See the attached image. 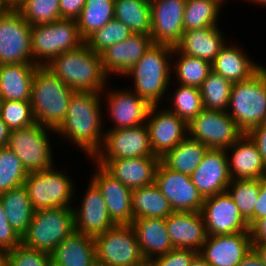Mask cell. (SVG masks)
<instances>
[{
	"label": "cell",
	"mask_w": 266,
	"mask_h": 266,
	"mask_svg": "<svg viewBox=\"0 0 266 266\" xmlns=\"http://www.w3.org/2000/svg\"><path fill=\"white\" fill-rule=\"evenodd\" d=\"M232 85L233 83L211 71L200 87L204 109L227 111Z\"/></svg>",
	"instance_id": "obj_39"
},
{
	"label": "cell",
	"mask_w": 266,
	"mask_h": 266,
	"mask_svg": "<svg viewBox=\"0 0 266 266\" xmlns=\"http://www.w3.org/2000/svg\"><path fill=\"white\" fill-rule=\"evenodd\" d=\"M132 33L125 24L114 18L101 29L90 35L85 40V43L96 54L101 55L110 46L124 41Z\"/></svg>",
	"instance_id": "obj_44"
},
{
	"label": "cell",
	"mask_w": 266,
	"mask_h": 266,
	"mask_svg": "<svg viewBox=\"0 0 266 266\" xmlns=\"http://www.w3.org/2000/svg\"><path fill=\"white\" fill-rule=\"evenodd\" d=\"M187 127L189 138L214 149L227 150L245 134L227 111L203 109Z\"/></svg>",
	"instance_id": "obj_11"
},
{
	"label": "cell",
	"mask_w": 266,
	"mask_h": 266,
	"mask_svg": "<svg viewBox=\"0 0 266 266\" xmlns=\"http://www.w3.org/2000/svg\"><path fill=\"white\" fill-rule=\"evenodd\" d=\"M227 113L244 133L266 122L265 67L232 85Z\"/></svg>",
	"instance_id": "obj_5"
},
{
	"label": "cell",
	"mask_w": 266,
	"mask_h": 266,
	"mask_svg": "<svg viewBox=\"0 0 266 266\" xmlns=\"http://www.w3.org/2000/svg\"><path fill=\"white\" fill-rule=\"evenodd\" d=\"M212 71L231 83L244 81L255 74L262 66L255 64L242 50L225 45L211 63Z\"/></svg>",
	"instance_id": "obj_31"
},
{
	"label": "cell",
	"mask_w": 266,
	"mask_h": 266,
	"mask_svg": "<svg viewBox=\"0 0 266 266\" xmlns=\"http://www.w3.org/2000/svg\"><path fill=\"white\" fill-rule=\"evenodd\" d=\"M84 42L74 19L31 26L32 59L38 66L48 65L59 54L76 49Z\"/></svg>",
	"instance_id": "obj_7"
},
{
	"label": "cell",
	"mask_w": 266,
	"mask_h": 266,
	"mask_svg": "<svg viewBox=\"0 0 266 266\" xmlns=\"http://www.w3.org/2000/svg\"><path fill=\"white\" fill-rule=\"evenodd\" d=\"M86 0H59V10L62 19L76 20L85 6Z\"/></svg>",
	"instance_id": "obj_49"
},
{
	"label": "cell",
	"mask_w": 266,
	"mask_h": 266,
	"mask_svg": "<svg viewBox=\"0 0 266 266\" xmlns=\"http://www.w3.org/2000/svg\"><path fill=\"white\" fill-rule=\"evenodd\" d=\"M52 266H96L94 237L74 231L51 253Z\"/></svg>",
	"instance_id": "obj_28"
},
{
	"label": "cell",
	"mask_w": 266,
	"mask_h": 266,
	"mask_svg": "<svg viewBox=\"0 0 266 266\" xmlns=\"http://www.w3.org/2000/svg\"><path fill=\"white\" fill-rule=\"evenodd\" d=\"M224 0H186L183 27L184 32L218 26L216 23Z\"/></svg>",
	"instance_id": "obj_37"
},
{
	"label": "cell",
	"mask_w": 266,
	"mask_h": 266,
	"mask_svg": "<svg viewBox=\"0 0 266 266\" xmlns=\"http://www.w3.org/2000/svg\"><path fill=\"white\" fill-rule=\"evenodd\" d=\"M217 26L185 31L175 48L186 55L212 63L226 43Z\"/></svg>",
	"instance_id": "obj_30"
},
{
	"label": "cell",
	"mask_w": 266,
	"mask_h": 266,
	"mask_svg": "<svg viewBox=\"0 0 266 266\" xmlns=\"http://www.w3.org/2000/svg\"><path fill=\"white\" fill-rule=\"evenodd\" d=\"M46 67L74 91H105L108 76L103 70L102 57L85 42L76 49L59 54Z\"/></svg>",
	"instance_id": "obj_2"
},
{
	"label": "cell",
	"mask_w": 266,
	"mask_h": 266,
	"mask_svg": "<svg viewBox=\"0 0 266 266\" xmlns=\"http://www.w3.org/2000/svg\"><path fill=\"white\" fill-rule=\"evenodd\" d=\"M226 191L251 227L254 224V208L260 192V178L231 180Z\"/></svg>",
	"instance_id": "obj_38"
},
{
	"label": "cell",
	"mask_w": 266,
	"mask_h": 266,
	"mask_svg": "<svg viewBox=\"0 0 266 266\" xmlns=\"http://www.w3.org/2000/svg\"><path fill=\"white\" fill-rule=\"evenodd\" d=\"M179 54L175 62V72L181 85L200 88L203 81L212 71L211 63L198 57L189 56L179 52L175 47L173 54Z\"/></svg>",
	"instance_id": "obj_40"
},
{
	"label": "cell",
	"mask_w": 266,
	"mask_h": 266,
	"mask_svg": "<svg viewBox=\"0 0 266 266\" xmlns=\"http://www.w3.org/2000/svg\"><path fill=\"white\" fill-rule=\"evenodd\" d=\"M190 266H211L206 262L200 254H198L191 262Z\"/></svg>",
	"instance_id": "obj_56"
},
{
	"label": "cell",
	"mask_w": 266,
	"mask_h": 266,
	"mask_svg": "<svg viewBox=\"0 0 266 266\" xmlns=\"http://www.w3.org/2000/svg\"><path fill=\"white\" fill-rule=\"evenodd\" d=\"M252 243H266V217L257 220L250 227Z\"/></svg>",
	"instance_id": "obj_52"
},
{
	"label": "cell",
	"mask_w": 266,
	"mask_h": 266,
	"mask_svg": "<svg viewBox=\"0 0 266 266\" xmlns=\"http://www.w3.org/2000/svg\"><path fill=\"white\" fill-rule=\"evenodd\" d=\"M152 43L150 35L132 33L124 41L113 44L101 54L104 72L107 76L113 73L124 75L142 58Z\"/></svg>",
	"instance_id": "obj_24"
},
{
	"label": "cell",
	"mask_w": 266,
	"mask_h": 266,
	"mask_svg": "<svg viewBox=\"0 0 266 266\" xmlns=\"http://www.w3.org/2000/svg\"><path fill=\"white\" fill-rule=\"evenodd\" d=\"M94 240L99 266H141L145 262L131 225H115Z\"/></svg>",
	"instance_id": "obj_8"
},
{
	"label": "cell",
	"mask_w": 266,
	"mask_h": 266,
	"mask_svg": "<svg viewBox=\"0 0 266 266\" xmlns=\"http://www.w3.org/2000/svg\"><path fill=\"white\" fill-rule=\"evenodd\" d=\"M131 226L136 233L139 249L145 262L163 256L174 249L168 235L165 218L134 219Z\"/></svg>",
	"instance_id": "obj_27"
},
{
	"label": "cell",
	"mask_w": 266,
	"mask_h": 266,
	"mask_svg": "<svg viewBox=\"0 0 266 266\" xmlns=\"http://www.w3.org/2000/svg\"><path fill=\"white\" fill-rule=\"evenodd\" d=\"M165 223L173 248L200 252L208 236L201 212H173Z\"/></svg>",
	"instance_id": "obj_23"
},
{
	"label": "cell",
	"mask_w": 266,
	"mask_h": 266,
	"mask_svg": "<svg viewBox=\"0 0 266 266\" xmlns=\"http://www.w3.org/2000/svg\"><path fill=\"white\" fill-rule=\"evenodd\" d=\"M97 171L91 181L98 187L110 218L116 225H131L134 220L132 211V190L123 185L102 165L96 164Z\"/></svg>",
	"instance_id": "obj_20"
},
{
	"label": "cell",
	"mask_w": 266,
	"mask_h": 266,
	"mask_svg": "<svg viewBox=\"0 0 266 266\" xmlns=\"http://www.w3.org/2000/svg\"><path fill=\"white\" fill-rule=\"evenodd\" d=\"M208 147L188 136L169 150L160 161L169 169L191 176L202 162Z\"/></svg>",
	"instance_id": "obj_33"
},
{
	"label": "cell",
	"mask_w": 266,
	"mask_h": 266,
	"mask_svg": "<svg viewBox=\"0 0 266 266\" xmlns=\"http://www.w3.org/2000/svg\"><path fill=\"white\" fill-rule=\"evenodd\" d=\"M114 5V0H86L76 19L79 34L84 41L114 19Z\"/></svg>",
	"instance_id": "obj_36"
},
{
	"label": "cell",
	"mask_w": 266,
	"mask_h": 266,
	"mask_svg": "<svg viewBox=\"0 0 266 266\" xmlns=\"http://www.w3.org/2000/svg\"><path fill=\"white\" fill-rule=\"evenodd\" d=\"M253 249L250 232L207 236L199 254L211 266H237Z\"/></svg>",
	"instance_id": "obj_18"
},
{
	"label": "cell",
	"mask_w": 266,
	"mask_h": 266,
	"mask_svg": "<svg viewBox=\"0 0 266 266\" xmlns=\"http://www.w3.org/2000/svg\"><path fill=\"white\" fill-rule=\"evenodd\" d=\"M226 149L208 148L202 162L190 176L203 198L225 192L231 182Z\"/></svg>",
	"instance_id": "obj_19"
},
{
	"label": "cell",
	"mask_w": 266,
	"mask_h": 266,
	"mask_svg": "<svg viewBox=\"0 0 266 266\" xmlns=\"http://www.w3.org/2000/svg\"><path fill=\"white\" fill-rule=\"evenodd\" d=\"M134 219L166 218L174 211L155 183L132 190Z\"/></svg>",
	"instance_id": "obj_34"
},
{
	"label": "cell",
	"mask_w": 266,
	"mask_h": 266,
	"mask_svg": "<svg viewBox=\"0 0 266 266\" xmlns=\"http://www.w3.org/2000/svg\"><path fill=\"white\" fill-rule=\"evenodd\" d=\"M6 213V219L22 237L28 230L34 214V208L24 185L10 189L0 194Z\"/></svg>",
	"instance_id": "obj_32"
},
{
	"label": "cell",
	"mask_w": 266,
	"mask_h": 266,
	"mask_svg": "<svg viewBox=\"0 0 266 266\" xmlns=\"http://www.w3.org/2000/svg\"><path fill=\"white\" fill-rule=\"evenodd\" d=\"M12 7L9 0H0V13L8 11Z\"/></svg>",
	"instance_id": "obj_58"
},
{
	"label": "cell",
	"mask_w": 266,
	"mask_h": 266,
	"mask_svg": "<svg viewBox=\"0 0 266 266\" xmlns=\"http://www.w3.org/2000/svg\"><path fill=\"white\" fill-rule=\"evenodd\" d=\"M47 129L55 131L37 122L25 128L10 130L7 146L21 160L28 173L53 167L52 148L46 133Z\"/></svg>",
	"instance_id": "obj_10"
},
{
	"label": "cell",
	"mask_w": 266,
	"mask_h": 266,
	"mask_svg": "<svg viewBox=\"0 0 266 266\" xmlns=\"http://www.w3.org/2000/svg\"><path fill=\"white\" fill-rule=\"evenodd\" d=\"M7 266H52L51 254L20 244L8 250Z\"/></svg>",
	"instance_id": "obj_46"
},
{
	"label": "cell",
	"mask_w": 266,
	"mask_h": 266,
	"mask_svg": "<svg viewBox=\"0 0 266 266\" xmlns=\"http://www.w3.org/2000/svg\"><path fill=\"white\" fill-rule=\"evenodd\" d=\"M99 92L75 91L65 120L54 133L66 136L93 158L103 146L101 96Z\"/></svg>",
	"instance_id": "obj_1"
},
{
	"label": "cell",
	"mask_w": 266,
	"mask_h": 266,
	"mask_svg": "<svg viewBox=\"0 0 266 266\" xmlns=\"http://www.w3.org/2000/svg\"><path fill=\"white\" fill-rule=\"evenodd\" d=\"M15 8L31 26L62 19L59 0H22Z\"/></svg>",
	"instance_id": "obj_41"
},
{
	"label": "cell",
	"mask_w": 266,
	"mask_h": 266,
	"mask_svg": "<svg viewBox=\"0 0 266 266\" xmlns=\"http://www.w3.org/2000/svg\"><path fill=\"white\" fill-rule=\"evenodd\" d=\"M114 18L133 33L150 35V0H114Z\"/></svg>",
	"instance_id": "obj_35"
},
{
	"label": "cell",
	"mask_w": 266,
	"mask_h": 266,
	"mask_svg": "<svg viewBox=\"0 0 266 266\" xmlns=\"http://www.w3.org/2000/svg\"><path fill=\"white\" fill-rule=\"evenodd\" d=\"M157 108L158 106L150 107L146 125L152 151L155 156L161 158L188 136V127L175 113Z\"/></svg>",
	"instance_id": "obj_17"
},
{
	"label": "cell",
	"mask_w": 266,
	"mask_h": 266,
	"mask_svg": "<svg viewBox=\"0 0 266 266\" xmlns=\"http://www.w3.org/2000/svg\"><path fill=\"white\" fill-rule=\"evenodd\" d=\"M141 266H152L149 262H144Z\"/></svg>",
	"instance_id": "obj_61"
},
{
	"label": "cell",
	"mask_w": 266,
	"mask_h": 266,
	"mask_svg": "<svg viewBox=\"0 0 266 266\" xmlns=\"http://www.w3.org/2000/svg\"><path fill=\"white\" fill-rule=\"evenodd\" d=\"M253 250L261 258L263 264L266 266V243H252Z\"/></svg>",
	"instance_id": "obj_55"
},
{
	"label": "cell",
	"mask_w": 266,
	"mask_h": 266,
	"mask_svg": "<svg viewBox=\"0 0 266 266\" xmlns=\"http://www.w3.org/2000/svg\"><path fill=\"white\" fill-rule=\"evenodd\" d=\"M186 0H150L153 43L175 47L184 33Z\"/></svg>",
	"instance_id": "obj_16"
},
{
	"label": "cell",
	"mask_w": 266,
	"mask_h": 266,
	"mask_svg": "<svg viewBox=\"0 0 266 266\" xmlns=\"http://www.w3.org/2000/svg\"><path fill=\"white\" fill-rule=\"evenodd\" d=\"M31 25L15 7L0 13V65L33 63Z\"/></svg>",
	"instance_id": "obj_12"
},
{
	"label": "cell",
	"mask_w": 266,
	"mask_h": 266,
	"mask_svg": "<svg viewBox=\"0 0 266 266\" xmlns=\"http://www.w3.org/2000/svg\"><path fill=\"white\" fill-rule=\"evenodd\" d=\"M237 266H265L261 258L252 249Z\"/></svg>",
	"instance_id": "obj_53"
},
{
	"label": "cell",
	"mask_w": 266,
	"mask_h": 266,
	"mask_svg": "<svg viewBox=\"0 0 266 266\" xmlns=\"http://www.w3.org/2000/svg\"><path fill=\"white\" fill-rule=\"evenodd\" d=\"M94 162L102 165L123 185L133 190L154 183L160 158L158 156H146L115 160H95Z\"/></svg>",
	"instance_id": "obj_22"
},
{
	"label": "cell",
	"mask_w": 266,
	"mask_h": 266,
	"mask_svg": "<svg viewBox=\"0 0 266 266\" xmlns=\"http://www.w3.org/2000/svg\"><path fill=\"white\" fill-rule=\"evenodd\" d=\"M22 0H9V2L11 3V5L13 7H15L19 2H21Z\"/></svg>",
	"instance_id": "obj_60"
},
{
	"label": "cell",
	"mask_w": 266,
	"mask_h": 266,
	"mask_svg": "<svg viewBox=\"0 0 266 266\" xmlns=\"http://www.w3.org/2000/svg\"><path fill=\"white\" fill-rule=\"evenodd\" d=\"M154 183L168 199L174 212H201L204 198L189 175L175 172L159 162Z\"/></svg>",
	"instance_id": "obj_15"
},
{
	"label": "cell",
	"mask_w": 266,
	"mask_h": 266,
	"mask_svg": "<svg viewBox=\"0 0 266 266\" xmlns=\"http://www.w3.org/2000/svg\"><path fill=\"white\" fill-rule=\"evenodd\" d=\"M201 214L207 235L250 232L248 221L242 216L227 191L204 198Z\"/></svg>",
	"instance_id": "obj_14"
},
{
	"label": "cell",
	"mask_w": 266,
	"mask_h": 266,
	"mask_svg": "<svg viewBox=\"0 0 266 266\" xmlns=\"http://www.w3.org/2000/svg\"><path fill=\"white\" fill-rule=\"evenodd\" d=\"M174 93L172 97L174 107L168 110L188 124L204 109L200 88L180 84Z\"/></svg>",
	"instance_id": "obj_43"
},
{
	"label": "cell",
	"mask_w": 266,
	"mask_h": 266,
	"mask_svg": "<svg viewBox=\"0 0 266 266\" xmlns=\"http://www.w3.org/2000/svg\"><path fill=\"white\" fill-rule=\"evenodd\" d=\"M27 170L17 155L8 147L0 148V194L24 185Z\"/></svg>",
	"instance_id": "obj_42"
},
{
	"label": "cell",
	"mask_w": 266,
	"mask_h": 266,
	"mask_svg": "<svg viewBox=\"0 0 266 266\" xmlns=\"http://www.w3.org/2000/svg\"><path fill=\"white\" fill-rule=\"evenodd\" d=\"M106 131L102 150L100 149L95 154L94 160L155 156L150 145L149 129L146 124Z\"/></svg>",
	"instance_id": "obj_13"
},
{
	"label": "cell",
	"mask_w": 266,
	"mask_h": 266,
	"mask_svg": "<svg viewBox=\"0 0 266 266\" xmlns=\"http://www.w3.org/2000/svg\"><path fill=\"white\" fill-rule=\"evenodd\" d=\"M0 117L10 130L36 123L30 101L1 100Z\"/></svg>",
	"instance_id": "obj_45"
},
{
	"label": "cell",
	"mask_w": 266,
	"mask_h": 266,
	"mask_svg": "<svg viewBox=\"0 0 266 266\" xmlns=\"http://www.w3.org/2000/svg\"><path fill=\"white\" fill-rule=\"evenodd\" d=\"M248 2L250 1V2H255L256 4L258 3H260L261 5H265L266 6V0H247Z\"/></svg>",
	"instance_id": "obj_59"
},
{
	"label": "cell",
	"mask_w": 266,
	"mask_h": 266,
	"mask_svg": "<svg viewBox=\"0 0 266 266\" xmlns=\"http://www.w3.org/2000/svg\"><path fill=\"white\" fill-rule=\"evenodd\" d=\"M199 253L191 249L174 248L167 254L154 258L149 263L152 266H190Z\"/></svg>",
	"instance_id": "obj_47"
},
{
	"label": "cell",
	"mask_w": 266,
	"mask_h": 266,
	"mask_svg": "<svg viewBox=\"0 0 266 266\" xmlns=\"http://www.w3.org/2000/svg\"><path fill=\"white\" fill-rule=\"evenodd\" d=\"M22 244V237L11 227L0 198V247L11 250Z\"/></svg>",
	"instance_id": "obj_48"
},
{
	"label": "cell",
	"mask_w": 266,
	"mask_h": 266,
	"mask_svg": "<svg viewBox=\"0 0 266 266\" xmlns=\"http://www.w3.org/2000/svg\"><path fill=\"white\" fill-rule=\"evenodd\" d=\"M266 217V175L260 178V192L254 208V223Z\"/></svg>",
	"instance_id": "obj_51"
},
{
	"label": "cell",
	"mask_w": 266,
	"mask_h": 266,
	"mask_svg": "<svg viewBox=\"0 0 266 266\" xmlns=\"http://www.w3.org/2000/svg\"><path fill=\"white\" fill-rule=\"evenodd\" d=\"M74 92L46 66H38L30 99L35 122L56 131L66 118Z\"/></svg>",
	"instance_id": "obj_3"
},
{
	"label": "cell",
	"mask_w": 266,
	"mask_h": 266,
	"mask_svg": "<svg viewBox=\"0 0 266 266\" xmlns=\"http://www.w3.org/2000/svg\"><path fill=\"white\" fill-rule=\"evenodd\" d=\"M38 65L14 63L0 65L1 100L30 101L33 77Z\"/></svg>",
	"instance_id": "obj_29"
},
{
	"label": "cell",
	"mask_w": 266,
	"mask_h": 266,
	"mask_svg": "<svg viewBox=\"0 0 266 266\" xmlns=\"http://www.w3.org/2000/svg\"><path fill=\"white\" fill-rule=\"evenodd\" d=\"M227 149L232 150V158L228 157L231 180L258 179L266 175V167L259 149L246 133Z\"/></svg>",
	"instance_id": "obj_26"
},
{
	"label": "cell",
	"mask_w": 266,
	"mask_h": 266,
	"mask_svg": "<svg viewBox=\"0 0 266 266\" xmlns=\"http://www.w3.org/2000/svg\"><path fill=\"white\" fill-rule=\"evenodd\" d=\"M246 134L256 144L266 167V122L261 125L253 127Z\"/></svg>",
	"instance_id": "obj_50"
},
{
	"label": "cell",
	"mask_w": 266,
	"mask_h": 266,
	"mask_svg": "<svg viewBox=\"0 0 266 266\" xmlns=\"http://www.w3.org/2000/svg\"><path fill=\"white\" fill-rule=\"evenodd\" d=\"M8 263V250L0 247V266H7Z\"/></svg>",
	"instance_id": "obj_57"
},
{
	"label": "cell",
	"mask_w": 266,
	"mask_h": 266,
	"mask_svg": "<svg viewBox=\"0 0 266 266\" xmlns=\"http://www.w3.org/2000/svg\"><path fill=\"white\" fill-rule=\"evenodd\" d=\"M72 183L64 172L55 171L51 167L44 171L29 172L24 186L34 210H40L56 207L72 208L70 205L74 193Z\"/></svg>",
	"instance_id": "obj_9"
},
{
	"label": "cell",
	"mask_w": 266,
	"mask_h": 266,
	"mask_svg": "<svg viewBox=\"0 0 266 266\" xmlns=\"http://www.w3.org/2000/svg\"><path fill=\"white\" fill-rule=\"evenodd\" d=\"M107 102L110 117L115 123L113 129L109 130L132 128L146 124L147 114L151 106L133 91L108 92Z\"/></svg>",
	"instance_id": "obj_25"
},
{
	"label": "cell",
	"mask_w": 266,
	"mask_h": 266,
	"mask_svg": "<svg viewBox=\"0 0 266 266\" xmlns=\"http://www.w3.org/2000/svg\"><path fill=\"white\" fill-rule=\"evenodd\" d=\"M81 203V208H73L76 232L95 237L116 225L109 216L102 193L91 180Z\"/></svg>",
	"instance_id": "obj_21"
},
{
	"label": "cell",
	"mask_w": 266,
	"mask_h": 266,
	"mask_svg": "<svg viewBox=\"0 0 266 266\" xmlns=\"http://www.w3.org/2000/svg\"><path fill=\"white\" fill-rule=\"evenodd\" d=\"M173 49L169 45L152 43L142 58L124 74L134 78V93L150 106H158L168 92Z\"/></svg>",
	"instance_id": "obj_4"
},
{
	"label": "cell",
	"mask_w": 266,
	"mask_h": 266,
	"mask_svg": "<svg viewBox=\"0 0 266 266\" xmlns=\"http://www.w3.org/2000/svg\"><path fill=\"white\" fill-rule=\"evenodd\" d=\"M10 129L0 117V148L8 145Z\"/></svg>",
	"instance_id": "obj_54"
},
{
	"label": "cell",
	"mask_w": 266,
	"mask_h": 266,
	"mask_svg": "<svg viewBox=\"0 0 266 266\" xmlns=\"http://www.w3.org/2000/svg\"><path fill=\"white\" fill-rule=\"evenodd\" d=\"M75 231L73 208L56 207L35 210L22 244L51 254Z\"/></svg>",
	"instance_id": "obj_6"
}]
</instances>
